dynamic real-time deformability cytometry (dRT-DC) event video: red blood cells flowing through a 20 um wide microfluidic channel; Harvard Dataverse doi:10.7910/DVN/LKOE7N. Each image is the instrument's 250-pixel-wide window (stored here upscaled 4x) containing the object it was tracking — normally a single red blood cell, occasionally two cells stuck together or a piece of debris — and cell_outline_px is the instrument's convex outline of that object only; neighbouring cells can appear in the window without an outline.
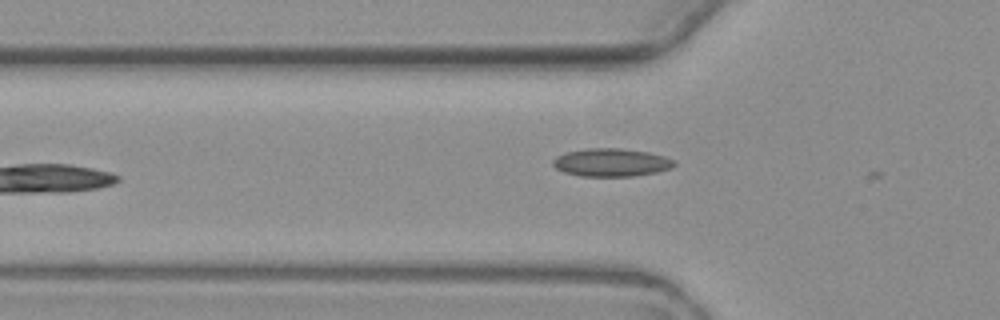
{"species": "common noctule bat (a hibernating species)", "species_latin": "Nyctalus noctula", "temperature_condition": "warm", "stored_images_in_passage": 5, "camera_frame_rate_fps": 3000, "um_per_image_px": 0.085, "animal": {"sex": "female", "body_mass_g": 19.3, "forearm_length_mm": 54.1}, "frame": {"image": 1, "passage_image": 5, "time_ms": 5.0, "image_size_px": [1000, 320], "cell_outline_px": [[676, 164], [668, 168], [656, 172], [632, 176], [580, 176], [564, 172], [556, 168], [552, 164], [552, 160], [556, 156], [568, 152], [588, 148], [620, 148], [648, 152], [664, 156], [672, 160]], "centroid_in_image_um": [51.91, 13.8], "position_along_channel_um": 73.9, "area_um2": 19.59}}